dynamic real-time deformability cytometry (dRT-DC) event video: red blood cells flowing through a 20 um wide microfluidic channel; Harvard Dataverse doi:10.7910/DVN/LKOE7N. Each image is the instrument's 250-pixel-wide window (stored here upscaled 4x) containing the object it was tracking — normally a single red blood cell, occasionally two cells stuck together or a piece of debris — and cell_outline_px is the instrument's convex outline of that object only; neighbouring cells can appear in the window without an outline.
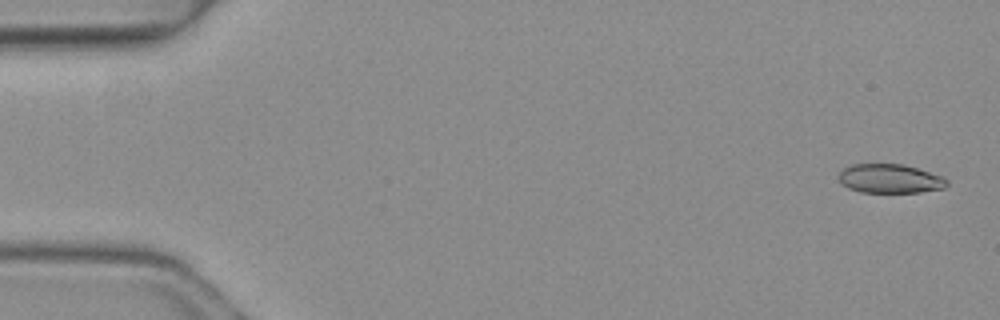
{"species": "common noctule bat (a hibernating species)", "species_latin": "Nyctalus noctula", "temperature_condition": "warm", "stored_images_in_passage": 5, "camera_frame_rate_fps": 3000, "um_per_image_px": 0.085, "animal": {"sex": "female", "body_mass_g": 19.3, "forearm_length_mm": 54.1}, "frame": {"image": 1, "passage_image": 1, "time_ms": 0.0, "image_size_px": [1000, 320], "cell_outline_px": [[948, 184], [944, 188], [920, 192], [860, 192], [848, 188], [840, 184], [836, 176], [844, 168], [852, 164], [904, 164], [944, 176], [948, 180]], "centroid_in_image_um": [75.63, 15.18], "position_along_channel_um": 9.4, "area_um2": 18.55}}